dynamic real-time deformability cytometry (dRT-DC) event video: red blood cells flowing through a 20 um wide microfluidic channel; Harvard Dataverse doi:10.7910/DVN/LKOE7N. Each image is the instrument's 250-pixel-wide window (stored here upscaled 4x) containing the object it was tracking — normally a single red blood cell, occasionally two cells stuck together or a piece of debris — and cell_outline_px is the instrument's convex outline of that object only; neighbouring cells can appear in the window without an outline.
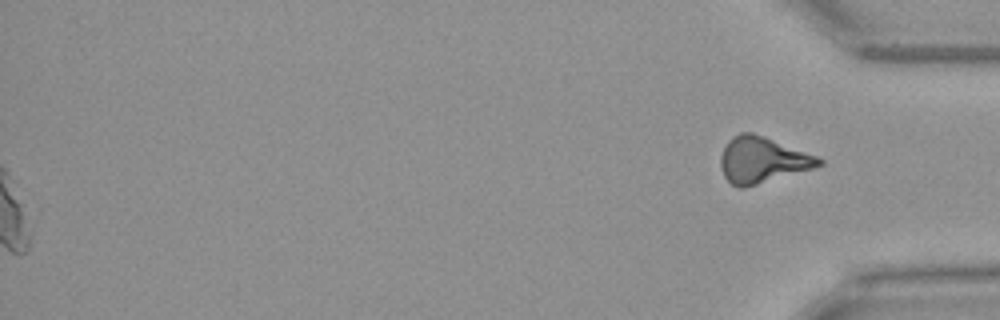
{"species": "Egyptian fruit bat (a non-hibernating species)", "species_latin": "Rousettus aegyptiacus", "temperature_condition": "warm", "stored_images_in_passage": 51, "segment_of_instrument_passage": [2, 2], "camera_frame_rate_fps": 3000, "um_per_image_px": 0.085, "animal": {"sex": "female"}, "frame": {"image": 1, "passage_image": 51, "time_ms": 16.667, "image_size_px": [1000, 320], "cell_outline_px": [[824, 164], [812, 168], [744, 188], [736, 188], [724, 176], [720, 168], [720, 156], [728, 140], [740, 132], [752, 132], [764, 136], [816, 156], [824, 160]], "centroid_in_image_um": [64.75, 13.6], "position_along_channel_um": 370.4, "area_um2": 26.07}}